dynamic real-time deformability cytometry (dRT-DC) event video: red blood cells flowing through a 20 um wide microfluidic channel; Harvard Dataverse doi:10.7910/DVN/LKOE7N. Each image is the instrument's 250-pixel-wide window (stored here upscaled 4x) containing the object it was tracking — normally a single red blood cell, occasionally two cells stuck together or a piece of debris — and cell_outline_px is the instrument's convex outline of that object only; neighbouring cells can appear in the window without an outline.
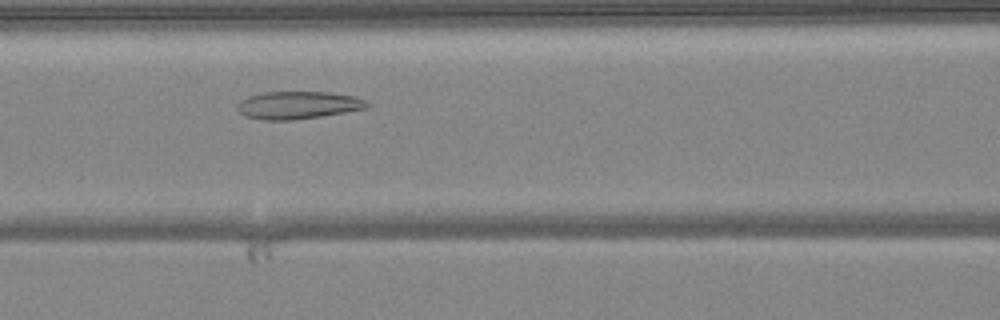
{"species": "common noctule bat (a hibernating species)", "species_latin": "Nyctalus noctula", "temperature_condition": "warm", "stored_images_in_passage": 46, "segment_of_instrument_passage": [1, 2], "camera_frame_rate_fps": 3000, "um_per_image_px": 0.085, "animal": {"sex": "female", "body_mass_g": 24.6, "forearm_length_mm": 56.2}, "frame": {"image": 1, "passage_image": 16, "time_ms": 5.0, "image_size_px": [1000, 320], "cell_outline_px": [[368, 108], [320, 116], [292, 120], [264, 120], [244, 116], [236, 108], [236, 104], [240, 100], [248, 96], [264, 92], [328, 92], [356, 96], [368, 100]], "centroid_in_image_um": [25.32, 8.93], "position_along_channel_um": 141.3, "area_um2": 20.98}}
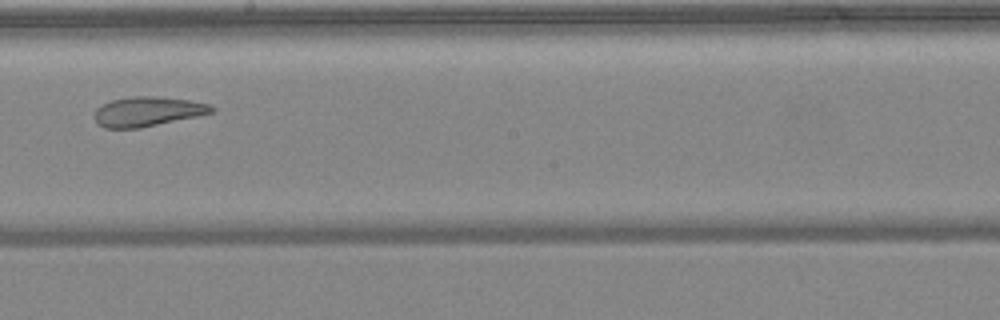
{"frame": {"image": 2, "passage_image": 23, "time_ms": 7.333, "image_size_px": [1000, 320], "cell_outline_px": [[216, 108], [212, 112], [196, 116], [140, 128], [104, 128], [96, 124], [92, 116], [96, 108], [112, 100], [132, 96], [156, 96], [188, 100], [208, 104]], "centroid_in_image_um": [12.47, 9.48], "position_along_channel_um": 235.7, "area_um2": 20.17}}
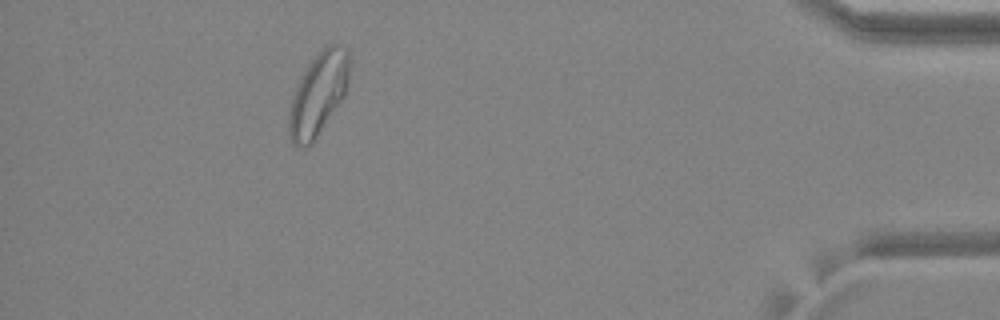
{"frame": {"image": 3, "passage_image": 40, "time_ms": 13.0, "image_size_px": [1000, 320], "cell_outline_px": [[348, 84], [344, 96], [312, 144], [304, 148], [292, 144], [288, 136], [288, 112], [292, 92], [304, 72], [312, 60], [328, 44], [340, 44], [348, 52]], "centroid_in_image_um": [27.01, 8.05], "position_along_channel_um": 408.2, "area_um2": 29.02}}